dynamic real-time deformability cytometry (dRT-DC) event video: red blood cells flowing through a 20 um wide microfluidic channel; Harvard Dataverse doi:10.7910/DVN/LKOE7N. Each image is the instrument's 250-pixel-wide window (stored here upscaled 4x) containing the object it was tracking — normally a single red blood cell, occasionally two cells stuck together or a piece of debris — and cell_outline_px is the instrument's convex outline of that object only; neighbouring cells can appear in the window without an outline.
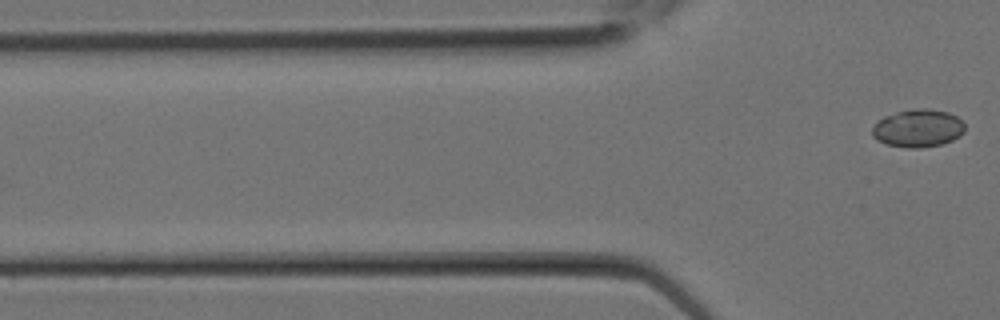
{"species": "Egyptian fruit bat (a non-hibernating species)", "species_latin": "Rousettus aegyptiacus", "temperature_condition": "room temperature", "stored_images_in_passage": 3, "camera_frame_rate_fps": 3000, "um_per_image_px": 0.085, "animal": {"sex": "female"}, "frame": {"image": 1, "passage_image": 3, "time_ms": 0.667, "image_size_px": [1000, 320], "cell_outline_px": [[964, 132], [960, 136], [952, 140], [940, 144], [920, 148], [908, 148], [888, 144], [876, 140], [872, 136], [872, 128], [884, 116], [896, 112], [916, 108], [928, 108], [948, 112], [956, 116], [964, 124]], "centroid_in_image_um": [78.03, 10.9], "position_along_channel_um": 47.8, "area_um2": 20.35}}